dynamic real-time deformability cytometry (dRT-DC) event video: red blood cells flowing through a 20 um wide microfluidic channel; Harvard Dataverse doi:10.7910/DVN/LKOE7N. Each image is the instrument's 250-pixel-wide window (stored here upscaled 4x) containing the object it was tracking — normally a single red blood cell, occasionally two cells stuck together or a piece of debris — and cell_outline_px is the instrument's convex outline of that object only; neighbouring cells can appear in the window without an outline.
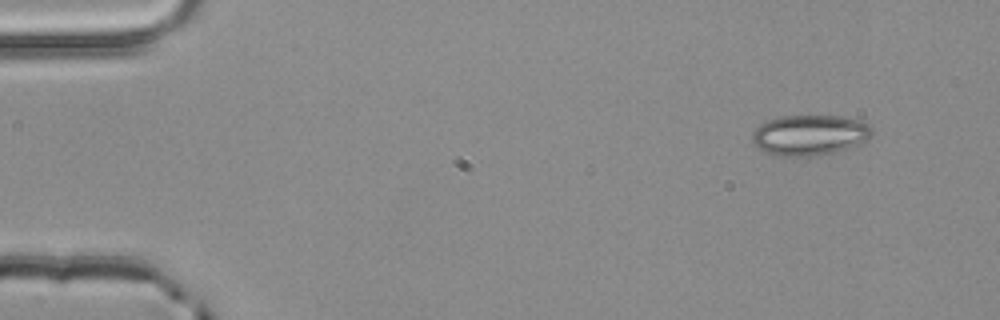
{"species": "common noctule bat (a hibernating species)", "species_latin": "Nyctalus noctula", "temperature_condition": "room temperature", "stored_images_in_passage": 4, "camera_frame_rate_fps": 3000, "um_per_image_px": 0.085, "animal": {"sex": "male", "body_mass_g": 20.4}, "frame": {"image": 1, "passage_image": 1, "time_ms": 0.0, "image_size_px": [1000, 320], "cell_outline_px": [[872, 132], [868, 140], [856, 148], [812, 156], [780, 156], [764, 152], [752, 140], [752, 132], [764, 120], [780, 116], [840, 116], [856, 120], [868, 124], [872, 128]], "centroid_in_image_um": [68.84, 11.49], "position_along_channel_um": 16.2, "area_um2": 28.55}}